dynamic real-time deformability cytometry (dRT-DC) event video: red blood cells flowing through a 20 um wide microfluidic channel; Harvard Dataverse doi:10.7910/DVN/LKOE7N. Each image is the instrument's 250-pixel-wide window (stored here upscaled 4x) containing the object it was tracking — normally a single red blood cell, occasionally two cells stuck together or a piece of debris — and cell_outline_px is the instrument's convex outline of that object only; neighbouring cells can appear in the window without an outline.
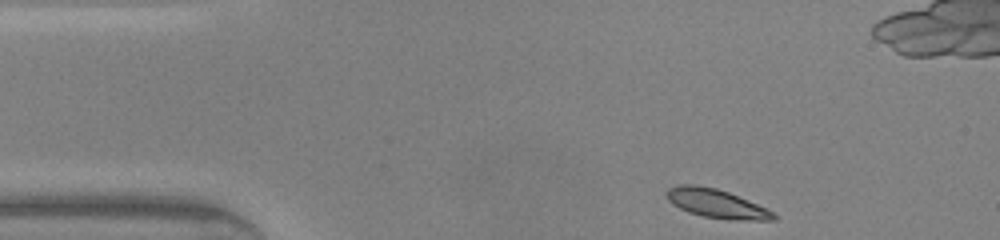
{"species": "common noctule bat (a hibernating species)", "species_latin": "Nyctalus noctula", "temperature_condition": "warm", "stored_images_in_passage": 42, "camera_frame_rate_fps": 3000, "um_per_image_px": 0.085, "animal": {"sex": "male", "body_mass_g": 20.0, "forearm_length_mm": 53.3}, "frame": {"image": 1, "passage_image": 1, "time_ms": 0.0, "image_size_px": [1000, 240], "cell_outline_px": [[776, 220], [728, 220], [704, 216], [688, 212], [672, 204], [668, 200], [668, 188], [680, 184], [696, 184], [716, 188], [728, 192], [768, 208], [776, 216]], "centroid_in_image_um": [60.91, 17.3], "position_along_channel_um": 24.1, "area_um2": 17.92}}
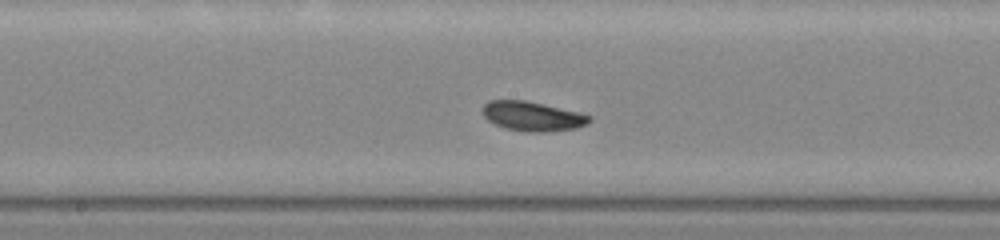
{"frame": {"image": 2, "passage_image": 18, "time_ms": 5.667, "image_size_px": [1000, 240], "cell_outline_px": [[592, 120], [588, 124], [576, 128], [544, 132], [528, 132], [508, 128], [496, 124], [488, 120], [484, 116], [480, 108], [488, 100], [524, 100], [576, 112], [592, 116]], "centroid_in_image_um": [45.24, 9.88], "position_along_channel_um": 203.0, "area_um2": 18.15}}
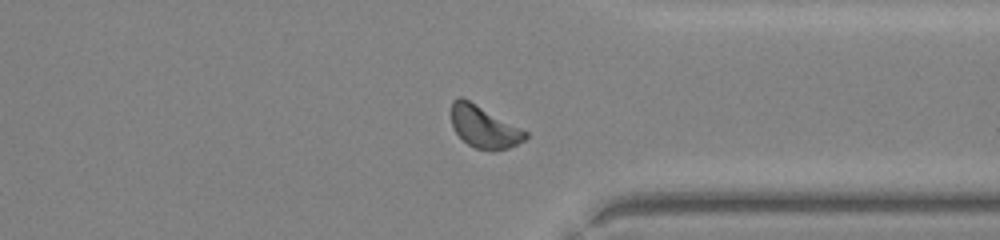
{"frame": {"image": 3, "passage_image": 30, "time_ms": 9.667, "image_size_px": [1000, 240], "cell_outline_px": [[528, 136], [524, 140], [508, 148], [492, 152], [476, 148], [468, 144], [456, 132], [452, 124], [452, 100], [460, 96], [464, 96], [528, 132]], "centroid_in_image_um": [41.14, 10.77], "position_along_channel_um": 370.3, "area_um2": 18.26}, "authors_computed_cell_mechanics": {"area_um2": 17.918, "velocity_mm_per_s": 4.2703, "shape_relaxation_time_tau1_ms": 2.3354, "shape_relaxation_time_tau2_ms": null, "deformation_change_tau1": 0.0829, "deformation_change_tau2": null}}